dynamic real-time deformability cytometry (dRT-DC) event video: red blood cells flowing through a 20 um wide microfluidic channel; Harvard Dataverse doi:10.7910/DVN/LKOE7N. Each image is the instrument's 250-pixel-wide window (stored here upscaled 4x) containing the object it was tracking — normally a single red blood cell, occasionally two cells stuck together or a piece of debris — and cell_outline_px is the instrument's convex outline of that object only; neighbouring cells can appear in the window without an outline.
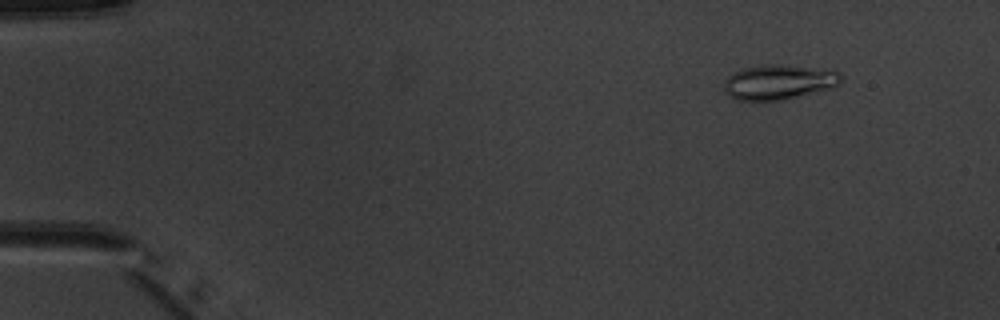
{"species": "common noctule bat (a hibernating species)", "species_latin": "Nyctalus noctula", "temperature_condition": "warm", "stored_images_in_passage": 5, "camera_frame_rate_fps": 3000, "um_per_image_px": 0.085, "animal": {"sex": "male", "body_mass_g": 20.1, "forearm_length_mm": 53.5}, "frame": {"image": 1, "passage_image": 2, "time_ms": 1.333, "image_size_px": [1000, 320], "cell_outline_px": [[840, 84], [832, 88], [784, 100], [736, 100], [724, 92], [724, 80], [732, 72], [744, 68], [760, 64], [788, 64], [840, 72]], "centroid_in_image_um": [66.16, 6.97], "position_along_channel_um": 18.8, "area_um2": 23.99}}